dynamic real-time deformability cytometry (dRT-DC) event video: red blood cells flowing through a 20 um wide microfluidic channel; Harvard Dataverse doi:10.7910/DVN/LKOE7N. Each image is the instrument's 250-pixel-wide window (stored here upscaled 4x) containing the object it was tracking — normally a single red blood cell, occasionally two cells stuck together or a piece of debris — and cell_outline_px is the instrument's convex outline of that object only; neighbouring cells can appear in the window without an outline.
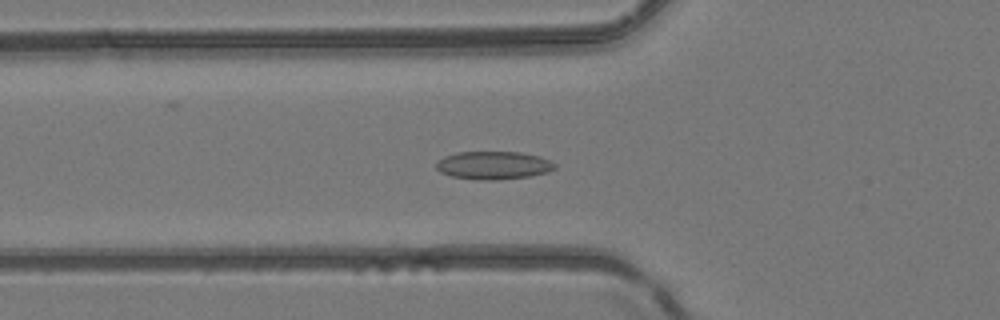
{"species": "common noctule bat (a hibernating species)", "species_latin": "Nyctalus noctula", "temperature_condition": "room temperature", "stored_images_in_passage": 52, "camera_frame_rate_fps": 3000, "um_per_image_px": 0.085, "animal": {"sex": "female", "body_mass_g": 24.6, "forearm_length_mm": 56.2}, "frame": {"image": 1, "passage_image": 19, "time_ms": 6.0, "image_size_px": [1000, 320], "cell_outline_px": [[556, 168], [548, 172], [528, 176], [496, 180], [480, 180], [452, 176], [440, 172], [436, 168], [436, 164], [444, 156], [456, 152], [520, 152], [540, 156], [556, 164]], "centroid_in_image_um": [41.95, 14.05], "position_along_channel_um": 83.9, "area_um2": 19.31}}
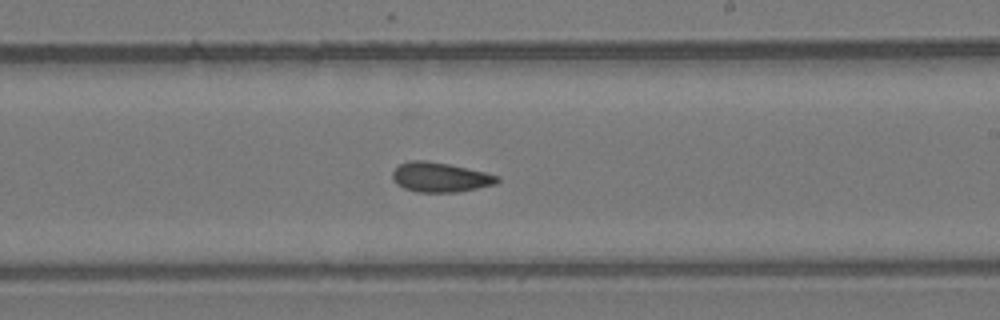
{"frame": {"image": 2, "passage_image": 31, "time_ms": 10.0, "image_size_px": [1000, 320], "cell_outline_px": [[500, 180], [496, 184], [456, 192], [416, 192], [404, 188], [396, 184], [392, 180], [392, 172], [400, 164], [412, 160], [424, 160], [448, 164], [484, 172], [500, 176]], "centroid_in_image_um": [37.39, 15.07], "position_along_channel_um": 251.6, "area_um2": 18.03}}
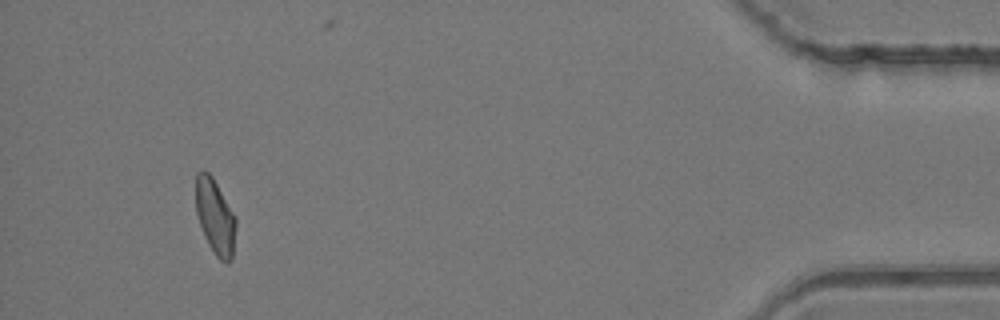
{"frame": {"image": 3, "passage_image": 48, "time_ms": 15.667, "image_size_px": [1000, 320], "cell_outline_px": [[236, 224], [232, 260], [228, 264], [220, 260], [216, 256], [208, 244], [204, 236], [196, 212], [196, 172], [208, 172], [212, 176], [236, 216]], "centroid_in_image_um": [18.3, 18.45], "position_along_channel_um": 416.9, "area_um2": 17.57}, "authors_computed_cell_mechanics": {"area_um2": 18.2648, "velocity_mm_per_s": 4.1799, "shape_relaxation_time_tau1_ms": null, "shape_relaxation_time_tau2_ms": 3.3636, "deformation_change_tau1": null, "deformation_change_tau2": 0.0989}}